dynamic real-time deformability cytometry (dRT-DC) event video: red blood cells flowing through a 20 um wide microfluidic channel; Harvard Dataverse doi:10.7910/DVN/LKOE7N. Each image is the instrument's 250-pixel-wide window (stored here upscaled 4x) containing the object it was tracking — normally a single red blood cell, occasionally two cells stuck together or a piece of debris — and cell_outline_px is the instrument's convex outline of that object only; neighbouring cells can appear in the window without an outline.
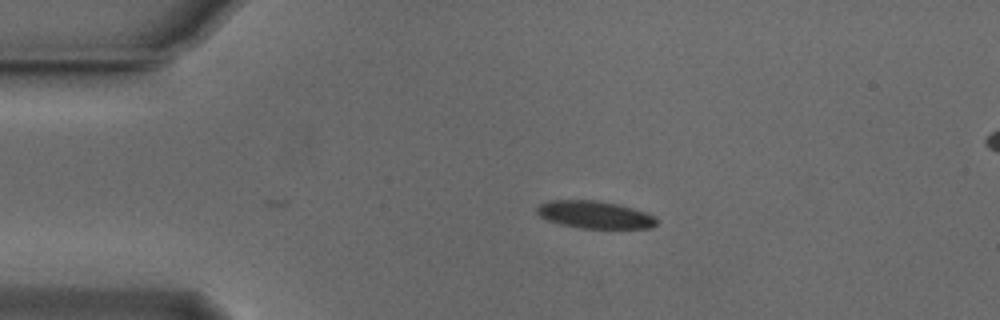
{"species": "Egyptian fruit bat (a non-hibernating species)", "species_latin": "Rousettus aegyptiacus", "temperature_condition": "cold", "stored_images_in_passage": 4, "camera_frame_rate_fps": 3000, "um_per_image_px": 0.085, "animal": {"sex": "male"}, "frame": {"image": 1, "passage_image": 4, "time_ms": 1.0, "image_size_px": [1000, 320], "cell_outline_px": [[656, 224], [648, 228], [580, 228], [548, 220], [540, 216], [536, 212], [536, 208], [540, 204], [548, 200], [596, 200], [616, 204], [632, 208], [644, 212], [652, 216], [656, 220]], "centroid_in_image_um": [50.5, 18.24], "position_along_channel_um": 34.5, "area_um2": 18.79}}